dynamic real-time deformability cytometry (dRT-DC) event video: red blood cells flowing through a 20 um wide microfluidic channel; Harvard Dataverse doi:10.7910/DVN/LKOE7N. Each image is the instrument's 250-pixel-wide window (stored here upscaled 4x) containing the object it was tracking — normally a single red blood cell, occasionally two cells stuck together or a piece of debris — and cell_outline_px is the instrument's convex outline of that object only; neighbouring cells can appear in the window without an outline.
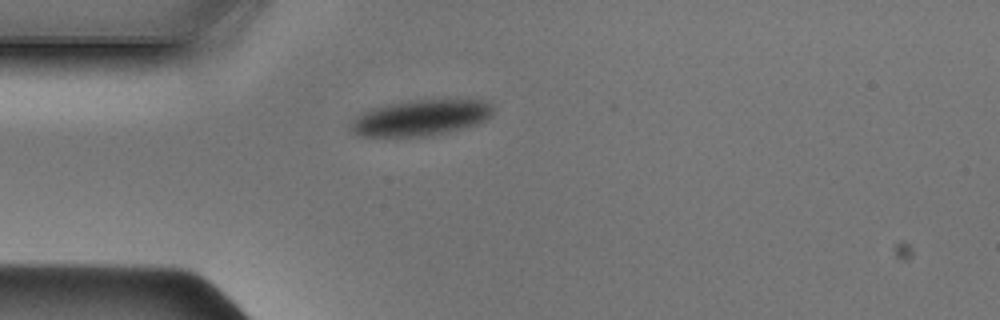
{"species": "Egyptian fruit bat (a non-hibernating species)", "species_latin": "Rousettus aegyptiacus", "temperature_condition": "cold", "stored_images_in_passage": 37, "camera_frame_rate_fps": 3000, "um_per_image_px": 0.085, "animal": {"sex": "male"}, "frame": {"image": 1, "passage_image": 1, "time_ms": 0.0, "image_size_px": [1000, 320], "cell_outline_px": [[492, 116], [476, 124], [428, 136], [360, 136], [352, 132], [348, 128], [348, 124], [360, 112], [372, 108], [408, 100], [484, 100], [492, 104]], "centroid_in_image_um": [35.69, 10.0], "position_along_channel_um": 49.3, "area_um2": 29.65}}
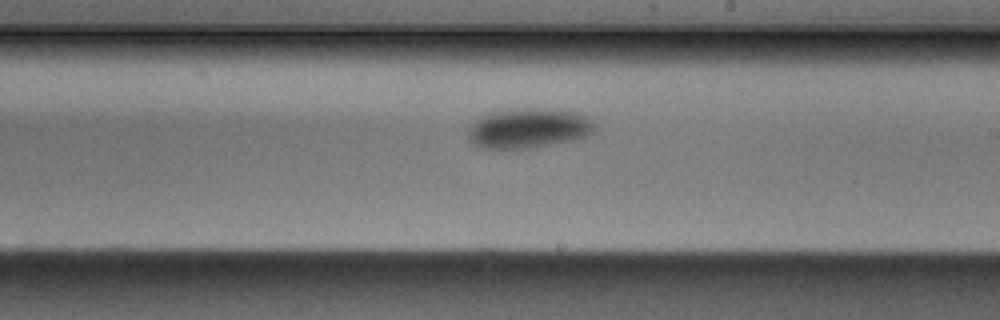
{"frame": {"image": 2, "passage_image": 16, "time_ms": 5.0, "image_size_px": [1000, 320], "cell_outline_px": [[592, 132], [584, 136], [568, 140], [532, 148], [484, 148], [468, 140], [468, 128], [476, 120], [488, 112], [508, 108], [544, 108], [576, 112], [588, 116], [592, 124]], "centroid_in_image_um": [44.85, 10.87], "position_along_channel_um": 244.1, "area_um2": 29.13}}
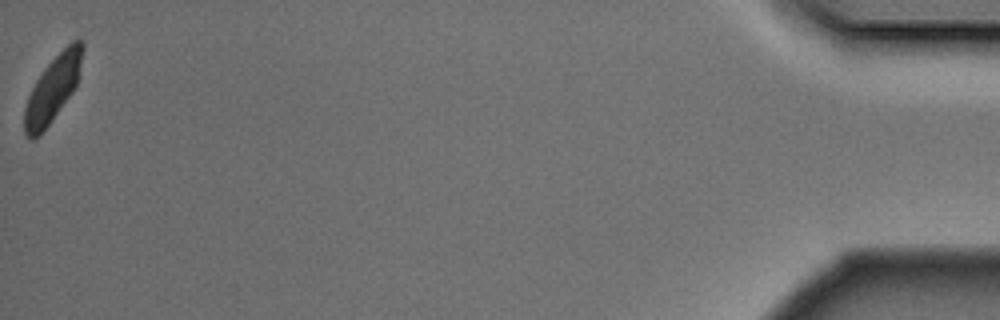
{"frame": {"image": 3, "passage_image": 37, "time_ms": 12.0, "image_size_px": [1000, 320], "cell_outline_px": [[84, 48], [76, 84], [72, 92], [40, 136], [36, 140], [28, 140], [24, 132], [24, 108], [28, 96], [36, 80], [44, 68], [72, 40], [84, 40]], "centroid_in_image_um": [4.45, 7.59], "position_along_channel_um": 430.7, "area_um2": 22.02}}